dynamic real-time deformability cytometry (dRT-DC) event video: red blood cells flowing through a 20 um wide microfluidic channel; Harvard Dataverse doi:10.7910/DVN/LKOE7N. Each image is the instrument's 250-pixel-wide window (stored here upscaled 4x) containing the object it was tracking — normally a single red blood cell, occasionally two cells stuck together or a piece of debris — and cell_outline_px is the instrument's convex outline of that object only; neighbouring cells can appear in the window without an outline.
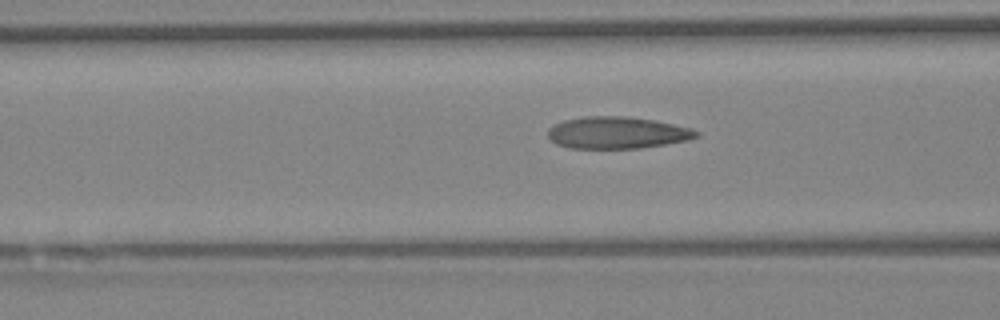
{"species": "Egyptian fruit bat (a non-hibernating species)", "species_latin": "Rousettus aegyptiacus", "temperature_condition": "warm", "stored_images_in_passage": 6, "segment_of_instrument_passage": [2, 2], "camera_frame_rate_fps": 3000, "um_per_image_px": 0.085, "animal": {"sex": "female"}, "frame": {"image": 1, "passage_image": 6, "time_ms": 1.667, "image_size_px": [1000, 320], "cell_outline_px": [[700, 136], [688, 140], [640, 148], [568, 148], [556, 144], [548, 136], [548, 128], [564, 120], [588, 116], [628, 116], [656, 120], [692, 128], [700, 132]], "centroid_in_image_um": [52.49, 11.27], "position_along_channel_um": 114.1, "area_um2": 27.69}}